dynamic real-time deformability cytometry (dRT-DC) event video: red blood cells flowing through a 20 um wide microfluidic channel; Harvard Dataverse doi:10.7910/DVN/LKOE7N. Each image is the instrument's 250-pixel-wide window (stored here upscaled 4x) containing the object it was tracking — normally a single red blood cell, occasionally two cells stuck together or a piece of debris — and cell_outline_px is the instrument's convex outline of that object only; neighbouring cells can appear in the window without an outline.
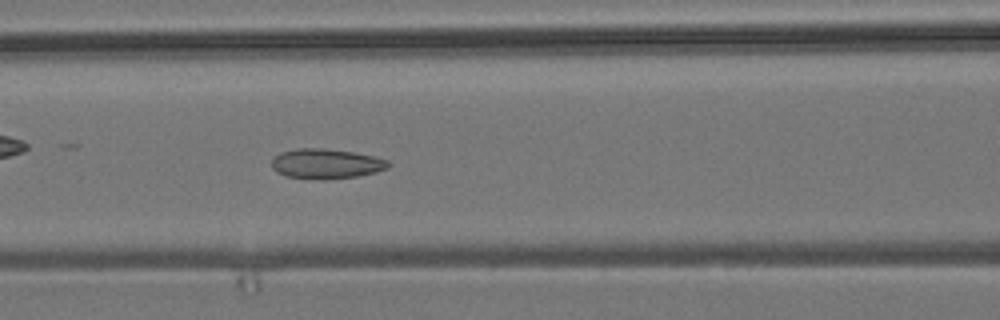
{"species": "common noctule bat (a hibernating species)", "species_latin": "Nyctalus noctula", "temperature_condition": "room temperature", "stored_images_in_passage": 54, "camera_frame_rate_fps": 3000, "um_per_image_px": 0.085, "animal": {"sex": "male", "body_mass_g": 19.2, "forearm_length_mm": 51.8}, "frame": {"image": 1, "passage_image": 22, "time_ms": 7.0, "image_size_px": [1000, 320], "cell_outline_px": [[392, 164], [388, 168], [376, 172], [356, 176], [328, 180], [312, 180], [284, 176], [276, 172], [272, 168], [272, 160], [280, 152], [296, 148], [320, 148], [352, 152], [376, 156], [388, 160]], "centroid_in_image_um": [27.72, 13.93], "position_along_channel_um": 138.9, "area_um2": 20.69}}
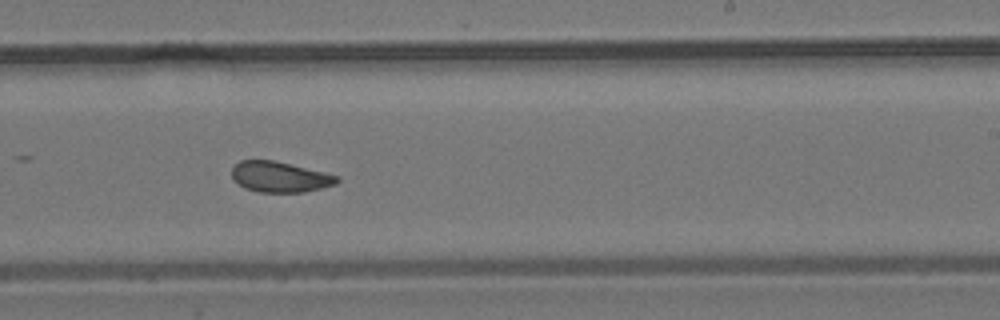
{"frame": {"image": 2, "passage_image": 32, "time_ms": 10.333, "image_size_px": [1000, 320], "cell_outline_px": [[340, 180], [336, 184], [304, 192], [260, 192], [244, 188], [232, 180], [232, 168], [240, 160], [272, 160], [324, 172], [340, 176]], "centroid_in_image_um": [23.77, 15.04], "position_along_channel_um": 265.2, "area_um2": 18.73}}
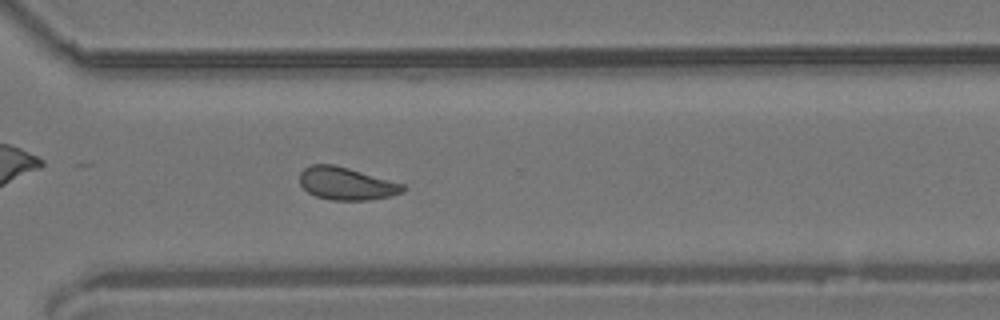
{"frame": {"image": 3, "passage_image": 38, "time_ms": 12.333, "image_size_px": [1000, 320], "cell_outline_px": [[404, 192], [392, 196], [368, 200], [332, 200], [316, 196], [308, 192], [300, 184], [300, 172], [304, 168], [312, 164], [332, 164], [348, 168], [404, 184]], "centroid_in_image_um": [29.44, 15.61], "position_along_channel_um": 341.2, "area_um2": 19.54}, "authors_computed_cell_mechanics": {"area_um2": 20.0566, "velocity_mm_per_s": 3.8128, "shape_relaxation_time_tau1_ms": null, "shape_relaxation_time_tau2_ms": 1.9135, "deformation_change_tau1": null, "deformation_change_tau2": 0.0803}}